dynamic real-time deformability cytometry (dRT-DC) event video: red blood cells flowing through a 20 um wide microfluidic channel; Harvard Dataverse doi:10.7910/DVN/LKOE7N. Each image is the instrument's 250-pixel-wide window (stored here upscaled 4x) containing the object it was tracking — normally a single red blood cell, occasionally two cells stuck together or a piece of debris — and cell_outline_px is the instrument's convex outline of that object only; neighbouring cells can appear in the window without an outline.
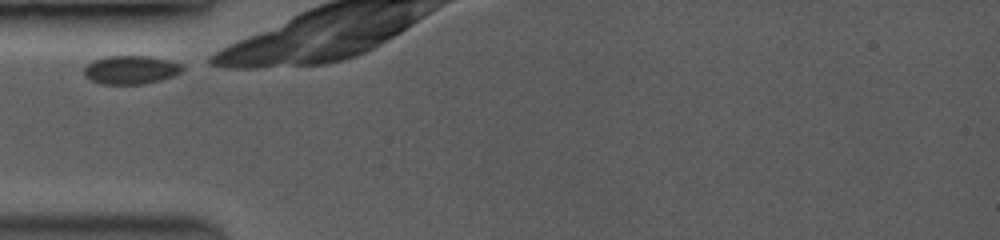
{"species": "common noctule bat (a hibernating species)", "species_latin": "Nyctalus noctula", "temperature_condition": "room temperature", "stored_images_in_passage": 11, "camera_frame_rate_fps": 3500, "um_per_image_px": 0.085, "animal": {"sex": "female", "body_mass_g": 19.0, "forearm_length_mm": 53.3}, "frame": {"image": 1, "passage_image": 1, "time_ms": 0.0, "image_size_px": [1000, 240], "cell_outline_px": [[184, 68], [180, 72], [172, 76], [160, 80], [144, 84], [104, 84], [92, 80], [84, 76], [84, 68], [92, 60], [104, 56], [152, 56], [184, 64]], "centroid_in_image_um": [11.13, 5.92], "position_along_channel_um": 73.9, "area_um2": 16.42}}